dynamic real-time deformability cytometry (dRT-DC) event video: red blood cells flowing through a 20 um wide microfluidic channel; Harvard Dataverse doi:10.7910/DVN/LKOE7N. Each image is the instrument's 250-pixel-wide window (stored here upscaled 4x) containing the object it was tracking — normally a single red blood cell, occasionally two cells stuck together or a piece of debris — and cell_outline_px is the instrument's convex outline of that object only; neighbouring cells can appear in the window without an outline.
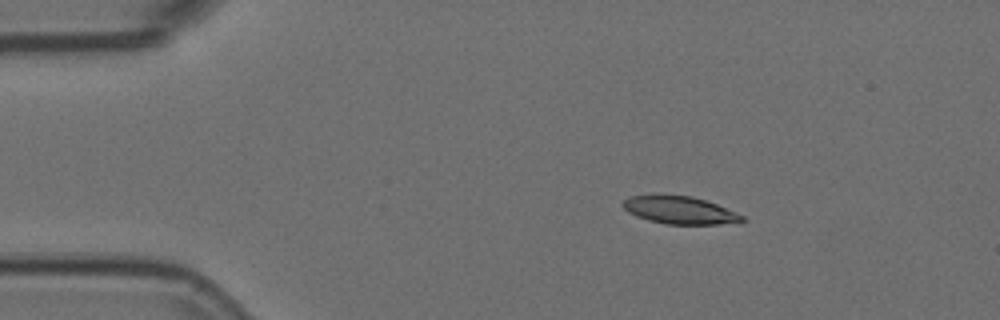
{"species": "Egyptian fruit bat (a non-hibernating species)", "species_latin": "Rousettus aegyptiacus", "temperature_condition": "room temperature", "stored_images_in_passage": 5, "camera_frame_rate_fps": 3000, "um_per_image_px": 0.085, "animal": {"sex": "female"}, "frame": {"image": 1, "passage_image": 3, "time_ms": 0.667, "image_size_px": [1000, 320], "cell_outline_px": [[744, 220], [740, 224], [664, 224], [648, 220], [636, 216], [628, 212], [620, 204], [624, 200], [632, 196], [652, 192], [692, 196], [716, 204], [736, 212], [744, 216]], "centroid_in_image_um": [57.74, 17.84], "position_along_channel_um": 27.3, "area_um2": 19.88}}
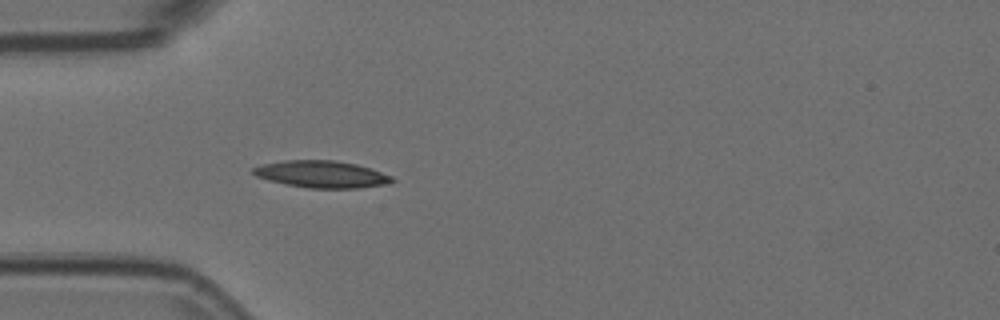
{"frame": {"image": 2, "passage_image": 5, "time_ms": 1.333, "image_size_px": [1000, 320], "cell_outline_px": [[396, 180], [384, 184], [360, 188], [308, 188], [268, 180], [256, 176], [252, 172], [252, 168], [264, 164], [284, 160], [336, 160], [356, 164], [372, 168], [392, 176]], "centroid_in_image_um": [27.36, 14.8], "position_along_channel_um": 57.6, "area_um2": 21.79}}